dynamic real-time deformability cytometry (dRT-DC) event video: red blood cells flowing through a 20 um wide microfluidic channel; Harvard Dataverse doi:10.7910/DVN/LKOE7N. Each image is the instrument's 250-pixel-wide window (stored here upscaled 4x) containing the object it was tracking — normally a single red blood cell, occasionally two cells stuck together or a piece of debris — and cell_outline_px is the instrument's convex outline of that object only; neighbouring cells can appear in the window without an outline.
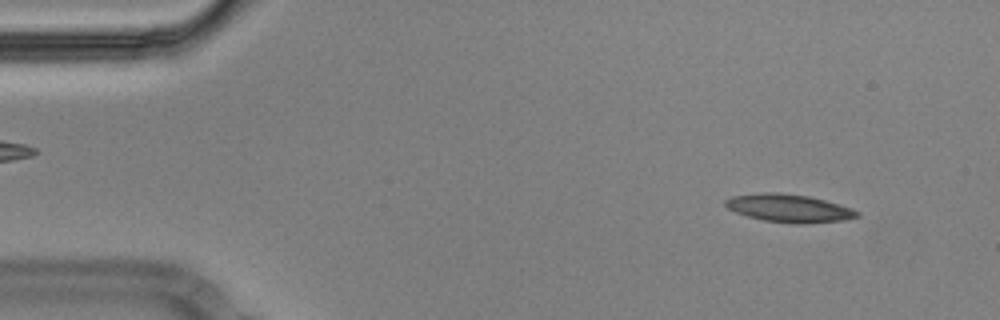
{"species": "Egyptian fruit bat (a non-hibernating species)", "species_latin": "Rousettus aegyptiacus", "temperature_condition": "cold", "stored_images_in_passage": 54, "camera_frame_rate_fps": 3000, "um_per_image_px": 0.085, "animal": {"sex": "male"}, "frame": {"image": 1, "passage_image": 4, "time_ms": 1.0, "image_size_px": [1000, 320], "cell_outline_px": [[860, 216], [840, 220], [800, 224], [796, 224], [764, 220], [748, 216], [736, 212], [728, 208], [724, 204], [724, 200], [732, 196], [760, 192], [776, 192], [808, 196], [824, 200], [852, 208], [860, 212]], "centroid_in_image_um": [67.04, 17.69], "position_along_channel_um": 18.0, "area_um2": 21.27}}
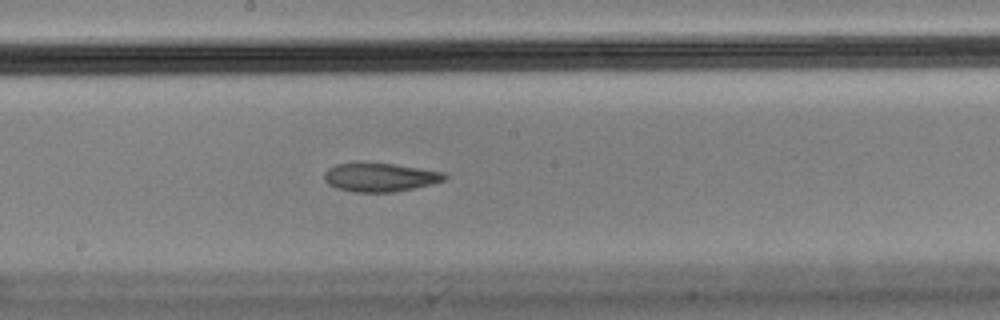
{"frame": {"image": 2, "passage_image": 28, "time_ms": 9.0, "image_size_px": [1000, 320], "cell_outline_px": [[448, 176], [444, 180], [412, 188], [392, 192], [356, 192], [336, 188], [328, 184], [324, 180], [324, 172], [328, 168], [336, 164], [392, 164], [444, 172]], "centroid_in_image_um": [32.26, 15.08], "position_along_channel_um": 215.9, "area_um2": 19.54}}
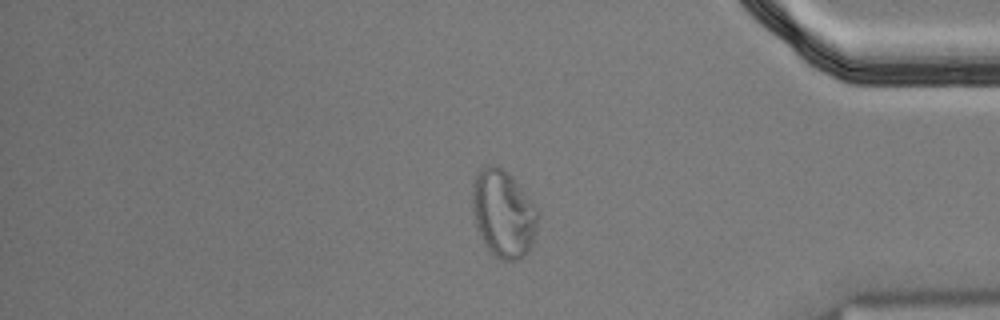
{"frame": {"image": 3, "passage_image": 45, "time_ms": 14.667, "image_size_px": [1000, 320], "cell_outline_px": [[536, 228], [532, 244], [528, 252], [524, 256], [516, 260], [500, 260], [484, 244], [476, 228], [472, 212], [472, 180], [476, 172], [484, 164], [496, 164], [504, 168], [512, 176], [536, 208]], "centroid_in_image_um": [42.72, 18.11], "position_along_channel_um": 392.5, "area_um2": 33.58}}